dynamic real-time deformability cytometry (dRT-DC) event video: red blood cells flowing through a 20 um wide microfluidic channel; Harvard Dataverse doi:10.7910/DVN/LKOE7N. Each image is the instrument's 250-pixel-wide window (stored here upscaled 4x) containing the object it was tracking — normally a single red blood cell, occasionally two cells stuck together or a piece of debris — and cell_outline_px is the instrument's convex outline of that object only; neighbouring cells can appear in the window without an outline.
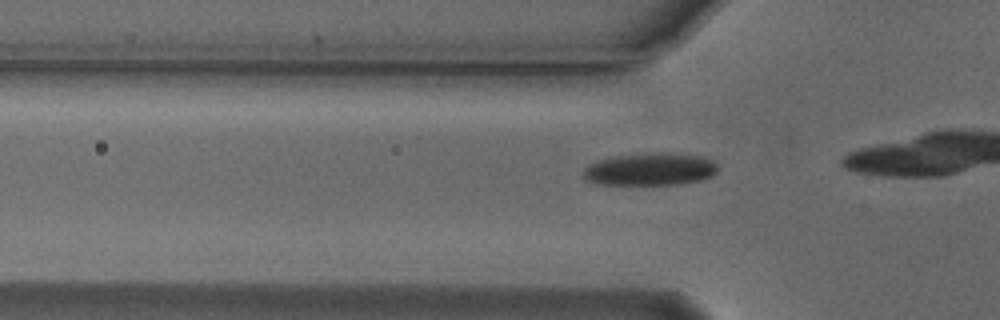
{"species": "Egyptian fruit bat (a non-hibernating species)", "species_latin": "Rousettus aegyptiacus", "temperature_condition": "cold", "stored_images_in_passage": 19, "camera_frame_rate_fps": 3000, "um_per_image_px": 0.085, "animal": {"sex": "male"}, "frame": {"image": 1, "passage_image": 14, "time_ms": 4.333, "image_size_px": [1000, 320], "cell_outline_px": [[720, 168], [712, 176], [704, 180], [676, 184], [596, 184], [580, 176], [584, 168], [588, 164], [596, 160], [612, 156], [652, 152], [668, 152], [704, 156], [712, 160]], "centroid_in_image_um": [55.26, 14.37], "position_along_channel_um": 70.5, "area_um2": 26.07}}